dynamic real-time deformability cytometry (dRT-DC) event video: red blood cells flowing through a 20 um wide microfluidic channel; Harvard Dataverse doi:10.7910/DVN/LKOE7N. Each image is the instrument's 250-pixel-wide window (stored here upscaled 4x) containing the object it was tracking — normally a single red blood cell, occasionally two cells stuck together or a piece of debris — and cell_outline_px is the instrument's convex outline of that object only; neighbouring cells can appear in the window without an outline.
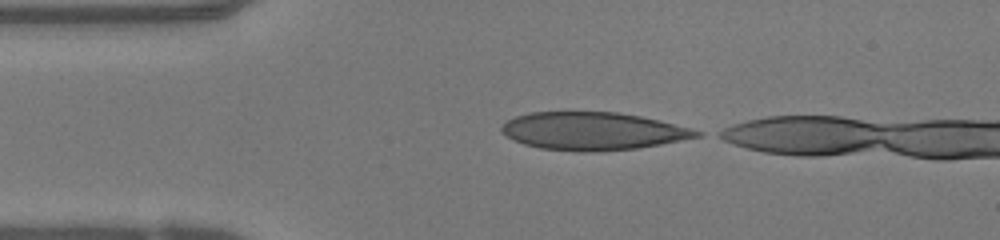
{"species": "human", "species_latin": "Homo sapiens", "temperature_condition": "warm", "stored_images_in_passage": 31, "camera_frame_rate_fps": 3000, "um_per_image_px": 0.085, "donor": {"sex": "female"}, "frame": {"image": 1, "passage_image": 1, "time_ms": 0.0, "image_size_px": [1000, 240], "cell_outline_px": [[704, 136], [660, 144], [636, 148], [600, 152], [576, 152], [540, 148], [524, 144], [512, 140], [500, 132], [500, 124], [504, 120], [528, 112], [616, 112], [640, 116], [660, 120], [692, 128], [704, 132]], "centroid_in_image_um": [50.36, 11.15], "position_along_channel_um": 34.6, "area_um2": 43.58}}
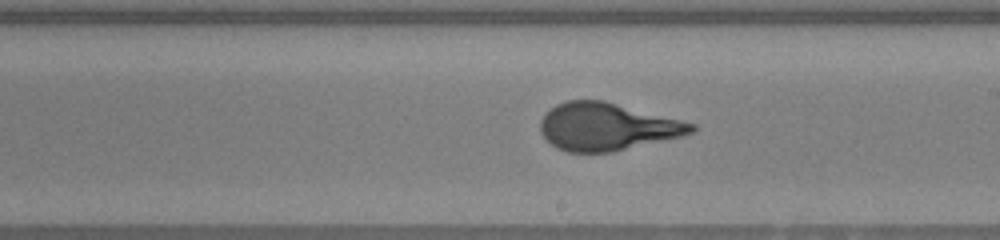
{"frame": {"image": 2, "passage_image": 18, "time_ms": 5.667, "image_size_px": [1000, 240], "cell_outline_px": [[696, 128], [692, 132], [680, 136], [612, 152], [568, 152], [556, 148], [540, 132], [540, 120], [556, 104], [568, 100], [604, 100], [696, 124]], "centroid_in_image_um": [51.57, 10.76], "position_along_channel_um": 237.4, "area_um2": 41.38}}
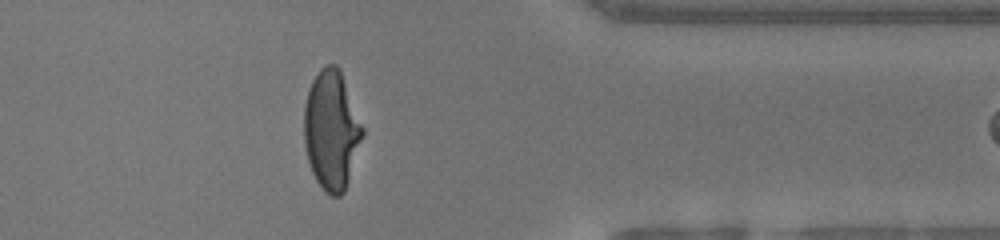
{"frame": {"image": 3, "passage_image": 30, "time_ms": 9.667, "image_size_px": [1000, 240], "cell_outline_px": [[364, 136], [344, 192], [340, 196], [332, 196], [324, 192], [316, 180], [308, 164], [304, 144], [304, 104], [312, 80], [320, 68], [324, 64], [336, 64], [340, 68], [364, 128]], "centroid_in_image_um": [28.17, 11.05], "position_along_channel_um": 383.2, "area_um2": 41.04}}